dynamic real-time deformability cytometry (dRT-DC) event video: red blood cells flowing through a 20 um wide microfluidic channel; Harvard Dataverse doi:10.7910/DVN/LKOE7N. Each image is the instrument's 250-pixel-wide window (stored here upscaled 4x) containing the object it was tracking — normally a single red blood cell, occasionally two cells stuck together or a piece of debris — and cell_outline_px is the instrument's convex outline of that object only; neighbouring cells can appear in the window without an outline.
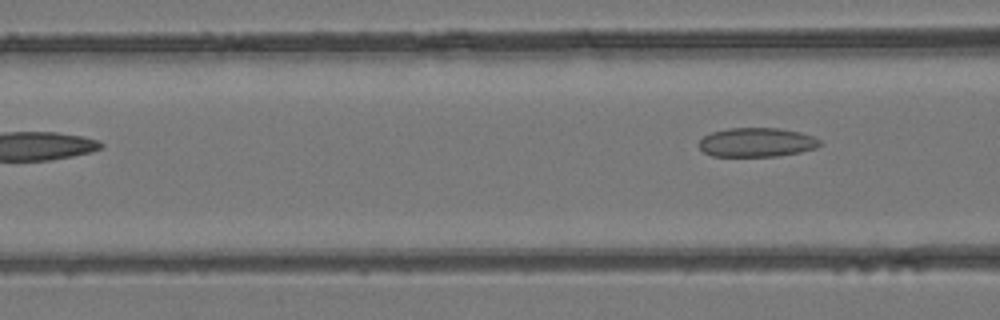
{"species": "common noctule bat (a hibernating species)", "species_latin": "Nyctalus noctula", "temperature_condition": "room temperature", "stored_images_in_passage": 5, "camera_frame_rate_fps": 3000, "um_per_image_px": 0.085, "animal": {"sex": "female", "body_mass_g": 24.6, "forearm_length_mm": 56.2}, "frame": {"image": 1, "passage_image": 3, "time_ms": 0.667, "image_size_px": [1000, 320], "cell_outline_px": [[824, 144], [816, 148], [800, 152], [780, 156], [712, 156], [704, 152], [700, 148], [700, 140], [704, 136], [712, 132], [728, 128], [780, 128], [800, 132], [812, 136], [820, 140]], "centroid_in_image_um": [64.36, 12.1], "position_along_channel_um": 102.2, "area_um2": 20.58}}
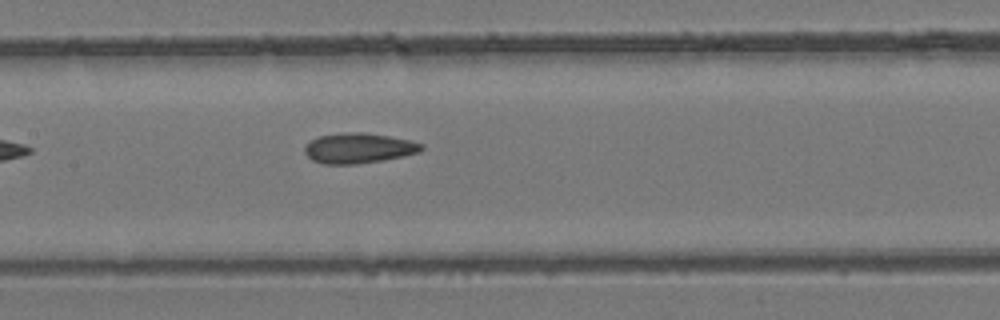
{"frame": {"image": 2, "passage_image": 5, "time_ms": 1.333, "image_size_px": [1000, 320], "cell_outline_px": [[424, 148], [420, 152], [404, 156], [384, 160], [356, 164], [324, 164], [312, 160], [304, 152], [304, 148], [312, 140], [320, 136], [344, 132], [360, 132], [388, 136], [408, 140], [424, 144]], "centroid_in_image_um": [30.5, 12.6], "position_along_channel_um": 176.9, "area_um2": 20.46}}